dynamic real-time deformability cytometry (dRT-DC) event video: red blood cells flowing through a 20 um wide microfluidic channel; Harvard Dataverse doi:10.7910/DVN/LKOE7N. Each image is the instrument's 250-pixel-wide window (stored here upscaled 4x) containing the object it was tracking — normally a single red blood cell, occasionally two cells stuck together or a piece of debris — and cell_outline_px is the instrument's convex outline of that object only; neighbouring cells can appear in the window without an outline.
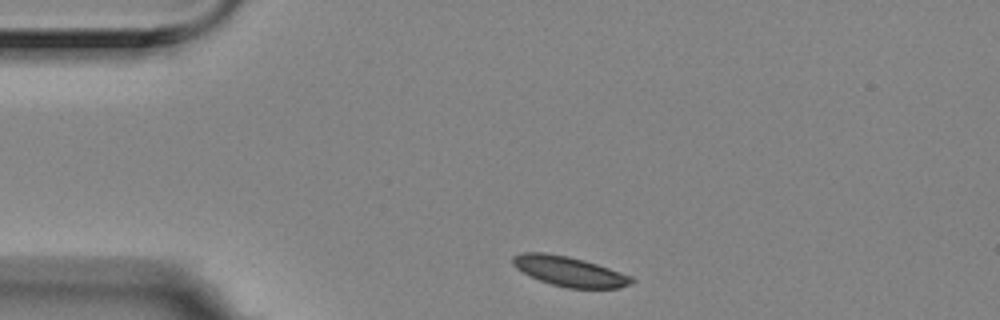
{"species": "Egyptian fruit bat (a non-hibernating species)", "species_latin": "Rousettus aegyptiacus", "temperature_condition": "room temperature", "stored_images_in_passage": 2, "camera_frame_rate_fps": 3000, "um_per_image_px": 0.085, "animal": {"sex": "female"}, "frame": {"image": 1, "passage_image": 1, "time_ms": 0.0, "image_size_px": [1000, 320], "cell_outline_px": [[636, 280], [632, 284], [620, 288], [568, 288], [552, 284], [540, 280], [516, 268], [512, 264], [512, 256], [520, 252], [544, 252], [568, 256], [584, 260], [632, 276]], "centroid_in_image_um": [48.41, 23.06], "position_along_channel_um": 36.6, "area_um2": 20.63}}